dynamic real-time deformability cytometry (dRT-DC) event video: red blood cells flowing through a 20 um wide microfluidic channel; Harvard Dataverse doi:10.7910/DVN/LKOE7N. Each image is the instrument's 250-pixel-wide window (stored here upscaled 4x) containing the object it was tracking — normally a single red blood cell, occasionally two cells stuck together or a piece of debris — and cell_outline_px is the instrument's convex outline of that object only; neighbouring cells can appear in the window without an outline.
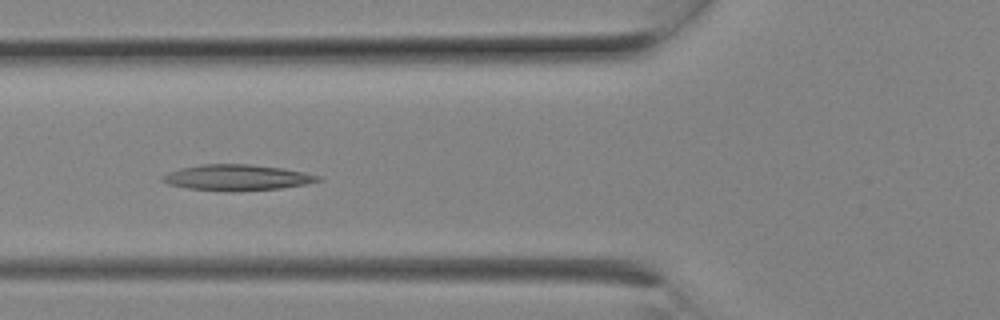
{"species": "Egyptian fruit bat (a non-hibernating species)", "species_latin": "Rousettus aegyptiacus", "temperature_condition": "room temperature", "stored_images_in_passage": 9, "camera_frame_rate_fps": 3000, "um_per_image_px": 0.085, "animal": {"sex": "female"}, "frame": {"image": 1, "passage_image": 8, "time_ms": 2.333, "image_size_px": [1000, 320], "cell_outline_px": [[324, 180], [304, 184], [280, 188], [232, 192], [224, 192], [188, 188], [168, 184], [160, 180], [160, 176], [168, 172], [180, 168], [200, 164], [252, 164], [280, 168], [304, 172], [320, 176]], "centroid_in_image_um": [20.09, 15.09], "position_along_channel_um": 105.7, "area_um2": 23.64}}
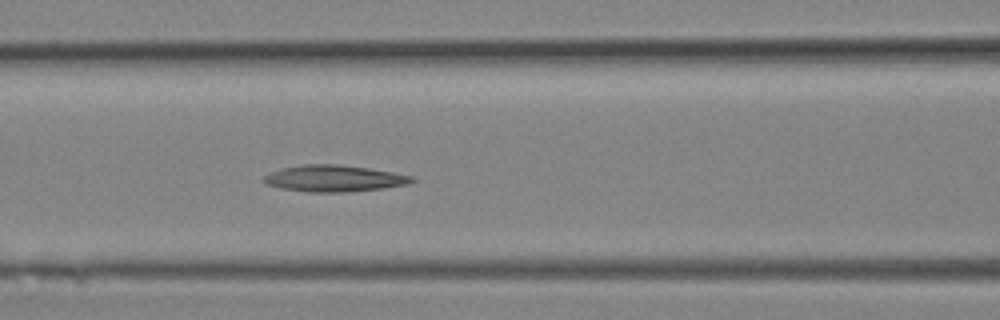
{"frame": {"image": 2, "passage_image": 9, "time_ms": 2.667, "image_size_px": [1000, 320], "cell_outline_px": [[416, 180], [408, 184], [384, 188], [344, 192], [308, 192], [280, 188], [268, 184], [260, 180], [268, 172], [284, 168], [304, 164], [340, 164], [368, 168], [416, 176]], "centroid_in_image_um": [28.41, 15.16], "position_along_channel_um": 138.2, "area_um2": 23.0}}